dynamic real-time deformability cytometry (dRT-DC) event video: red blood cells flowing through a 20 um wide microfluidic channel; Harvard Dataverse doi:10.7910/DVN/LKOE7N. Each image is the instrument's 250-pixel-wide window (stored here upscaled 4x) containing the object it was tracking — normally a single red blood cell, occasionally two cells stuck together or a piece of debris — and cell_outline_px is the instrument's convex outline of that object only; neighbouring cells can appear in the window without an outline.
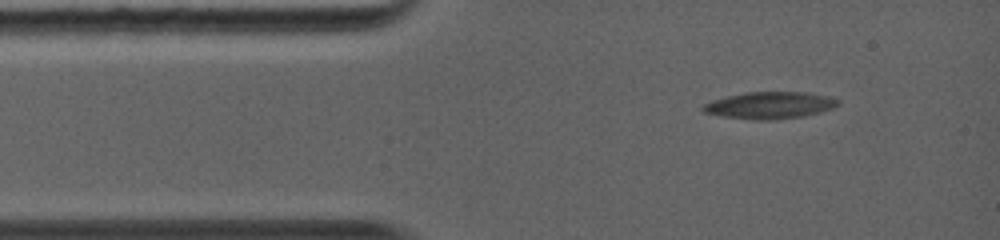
{"species": "common noctule bat (a hibernating species)", "species_latin": "Nyctalus noctula", "temperature_condition": "warm", "stored_images_in_passage": 53, "camera_frame_rate_fps": 5000, "um_per_image_px": 0.085, "animal": {"sex": "female", "body_mass_g": 19.0, "forearm_length_mm": 56.7}, "frame": {"image": 1, "passage_image": 1, "time_ms": 0.0, "image_size_px": [1000, 240], "cell_outline_px": [[840, 104], [832, 108], [820, 112], [804, 116], [772, 120], [752, 120], [720, 116], [704, 112], [700, 108], [704, 104], [712, 100], [744, 92], [808, 92], [828, 96], [840, 100]], "centroid_in_image_um": [65.43, 8.95], "position_along_channel_um": 19.6, "area_um2": 21.33}}
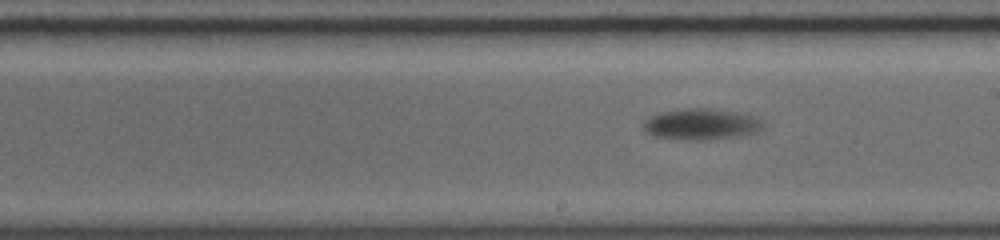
{"frame": {"image": 2, "passage_image": 23, "time_ms": 6.0, "image_size_px": [1000, 240], "cell_outline_px": [[764, 128], [756, 132], [736, 136], [704, 140], [684, 140], [656, 136], [648, 132], [644, 128], [644, 120], [652, 116], [664, 112], [684, 108], [704, 108], [732, 112], [752, 116], [760, 120], [764, 124]], "centroid_in_image_um": [59.61, 10.57], "position_along_channel_um": 229.4, "area_um2": 21.15}}
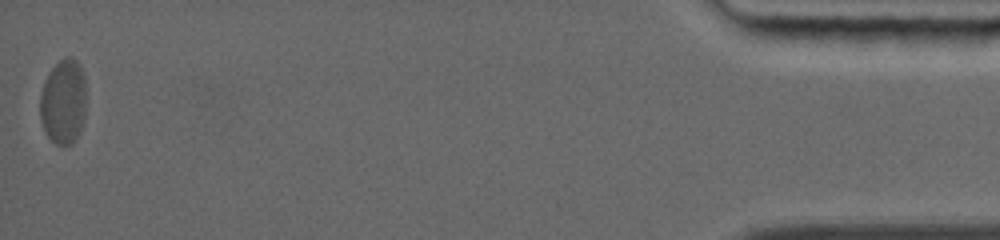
{"frame": {"image": 3, "passage_image": 53, "time_ms": 14.2, "image_size_px": [1000, 240], "cell_outline_px": [[84, 120], [80, 132], [72, 144], [56, 144], [48, 136], [40, 120], [40, 96], [44, 84], [52, 68], [64, 56], [72, 56], [80, 64], [84, 76]], "centroid_in_image_um": [5.39, 8.64], "position_along_channel_um": 429.8, "area_um2": 22.66}, "authors_computed_cell_mechanics": {"area_um2": 21.0392, "velocity_mm_per_s": 4.106, "shape_relaxation_time_tau1_ms": 3.9232, "shape_relaxation_time_tau2_ms": null, "deformation_change_tau1": 0.1538, "deformation_change_tau2": null}}